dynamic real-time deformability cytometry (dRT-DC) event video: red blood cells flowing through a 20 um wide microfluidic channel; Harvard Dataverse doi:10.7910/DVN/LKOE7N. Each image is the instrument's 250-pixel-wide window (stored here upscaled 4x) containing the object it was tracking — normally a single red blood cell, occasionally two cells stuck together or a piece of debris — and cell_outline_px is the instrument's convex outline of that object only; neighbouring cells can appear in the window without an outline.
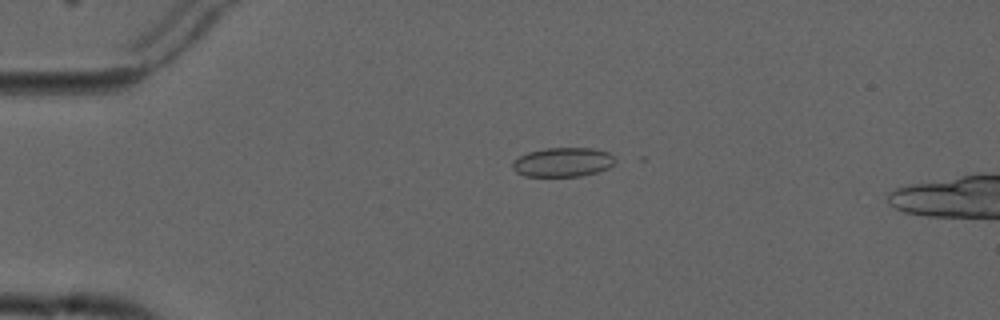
{"species": "common noctule bat (a hibernating species)", "species_latin": "Nyctalus noctula", "temperature_condition": "cold", "stored_images_in_passage": 5, "camera_frame_rate_fps": 3000, "um_per_image_px": 0.085, "animal": {"sex": "male", "forearm_length_mm": 52.5}, "frame": {"image": 1, "passage_image": 4, "time_ms": 3.333, "image_size_px": [1000, 320], "cell_outline_px": [[612, 164], [608, 168], [596, 172], [580, 176], [524, 176], [516, 172], [512, 168], [512, 164], [520, 156], [528, 152], [544, 148], [592, 148], [608, 152], [612, 156]], "centroid_in_image_um": [47.8, 13.78], "position_along_channel_um": 37.2, "area_um2": 17.22}}